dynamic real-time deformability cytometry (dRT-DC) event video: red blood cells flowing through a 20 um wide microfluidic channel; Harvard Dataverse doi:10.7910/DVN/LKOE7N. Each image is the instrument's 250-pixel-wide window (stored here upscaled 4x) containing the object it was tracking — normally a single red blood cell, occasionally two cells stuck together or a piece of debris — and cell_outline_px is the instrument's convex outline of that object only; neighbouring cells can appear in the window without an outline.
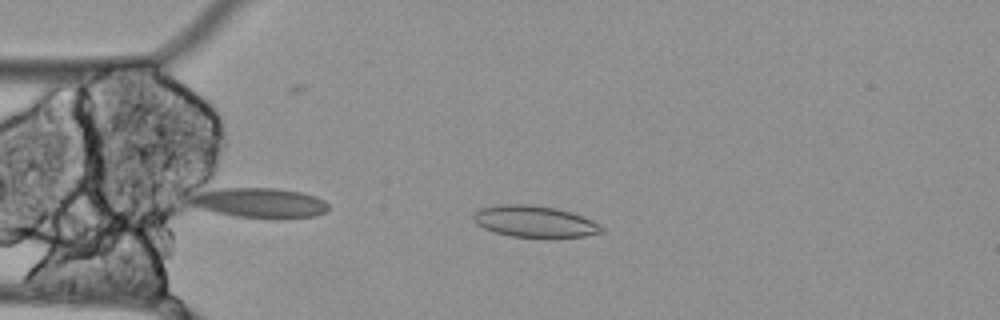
{"species": "Egyptian fruit bat (a non-hibernating species)", "species_latin": "Rousettus aegyptiacus", "temperature_condition": "cold", "stored_images_in_passage": 47, "camera_frame_rate_fps": 3000, "um_per_image_px": 0.085, "animal": {"sex": "female"}, "frame": {"image": 1, "passage_image": 4, "time_ms": 1.0, "image_size_px": [1000, 320], "cell_outline_px": [[604, 232], [584, 236], [512, 236], [496, 232], [484, 228], [476, 224], [472, 220], [472, 216], [480, 208], [500, 204], [528, 204], [556, 208], [572, 212], [592, 220], [600, 224], [604, 228]], "centroid_in_image_um": [45.43, 18.8], "position_along_channel_um": 39.6, "area_um2": 23.24}}
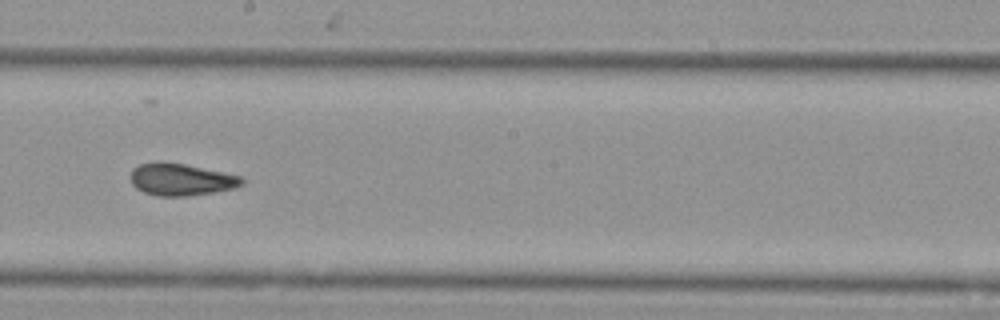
{"frame": {"image": 2, "passage_image": 22, "time_ms": 7.0, "image_size_px": [1000, 320], "cell_outline_px": [[244, 184], [232, 188], [212, 192], [184, 196], [160, 196], [144, 192], [136, 188], [132, 184], [132, 168], [140, 164], [156, 160], [184, 164], [240, 176], [244, 180]], "centroid_in_image_um": [15.35, 15.24], "position_along_channel_um": 232.9, "area_um2": 20.58}}
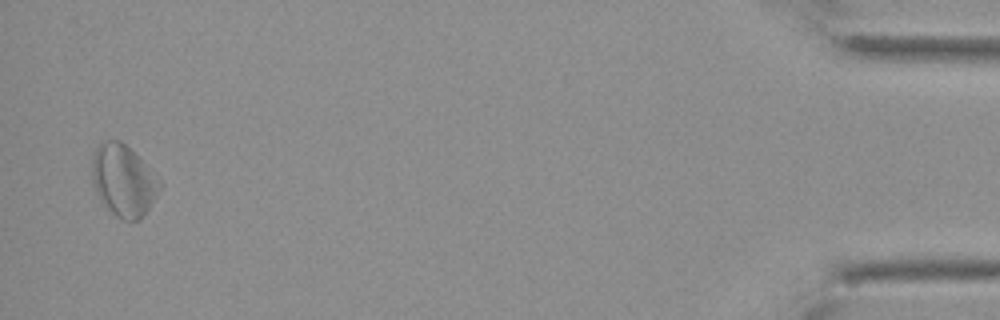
{"frame": {"image": 3, "passage_image": 46, "time_ms": 15.0, "image_size_px": [1000, 320], "cell_outline_px": [[160, 188], [148, 208], [140, 220], [124, 220], [116, 216], [104, 208], [92, 184], [92, 156], [100, 140], [120, 140], [160, 180]], "centroid_in_image_um": [10.42, 15.36], "position_along_channel_um": 424.8, "area_um2": 27.92}, "authors_computed_cell_mechanics": {"area_um2": 21.675, "velocity_mm_per_s": 3.4568, "shape_relaxation_time_tau1_ms": null, "shape_relaxation_time_tau2_ms": 5.859, "deformation_change_tau1": null, "deformation_change_tau2": 0.1263}}